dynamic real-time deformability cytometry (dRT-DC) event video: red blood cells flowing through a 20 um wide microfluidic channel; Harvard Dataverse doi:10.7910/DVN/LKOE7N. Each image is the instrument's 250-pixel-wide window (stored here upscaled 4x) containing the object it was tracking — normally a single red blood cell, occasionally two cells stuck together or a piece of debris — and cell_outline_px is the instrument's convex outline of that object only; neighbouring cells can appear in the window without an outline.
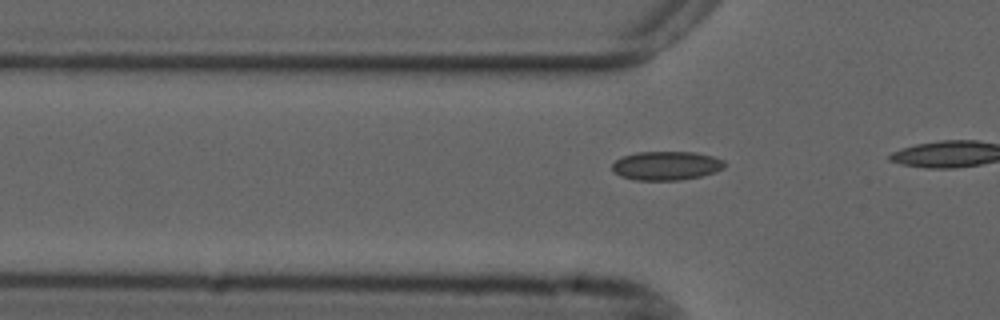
{"species": "common noctule bat (a hibernating species)", "species_latin": "Nyctalus noctula", "temperature_condition": "cold", "stored_images_in_passage": 9, "camera_frame_rate_fps": 3000, "um_per_image_px": 0.085, "animal": {"sex": "male", "forearm_length_mm": 52.5}, "frame": {"image": 1, "passage_image": 6, "time_ms": 1.667, "image_size_px": [1000, 320], "cell_outline_px": [[728, 164], [724, 168], [716, 172], [700, 176], [680, 180], [636, 180], [620, 176], [612, 168], [612, 164], [616, 160], [624, 156], [636, 152], [692, 152], [712, 156], [724, 160]], "centroid_in_image_um": [56.68, 14.08], "position_along_channel_um": 69.1, "area_um2": 18.9}}